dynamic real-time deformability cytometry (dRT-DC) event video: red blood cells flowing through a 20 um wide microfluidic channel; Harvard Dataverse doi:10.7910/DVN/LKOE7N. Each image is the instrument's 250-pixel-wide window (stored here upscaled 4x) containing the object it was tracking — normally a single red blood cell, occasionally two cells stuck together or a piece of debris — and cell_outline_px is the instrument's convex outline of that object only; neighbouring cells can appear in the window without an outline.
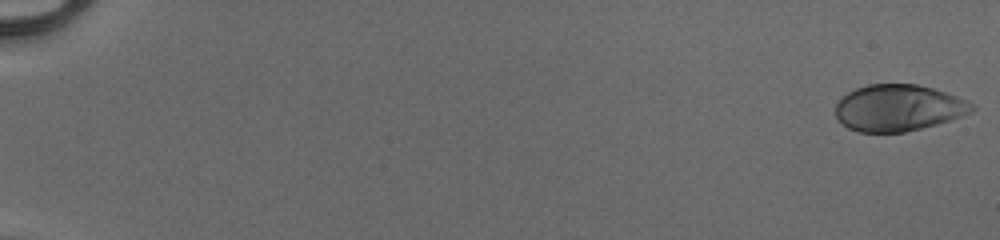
{"species": "human", "species_latin": "Homo sapiens", "temperature_condition": "cold", "stored_images_in_passage": 52, "camera_frame_rate_fps": 3000, "um_per_image_px": 0.085, "donor": {"sex": "male"}, "frame": {"image": 1, "passage_image": 1, "time_ms": 0.0, "image_size_px": [1000, 240], "cell_outline_px": [[976, 108], [972, 112], [952, 120], [904, 132], [856, 132], [848, 128], [836, 116], [836, 104], [848, 92], [856, 88], [868, 84], [916, 84], [932, 88], [968, 100], [976, 104]], "centroid_in_image_um": [76.4, 9.17], "position_along_channel_um": 8.6, "area_um2": 36.93}}
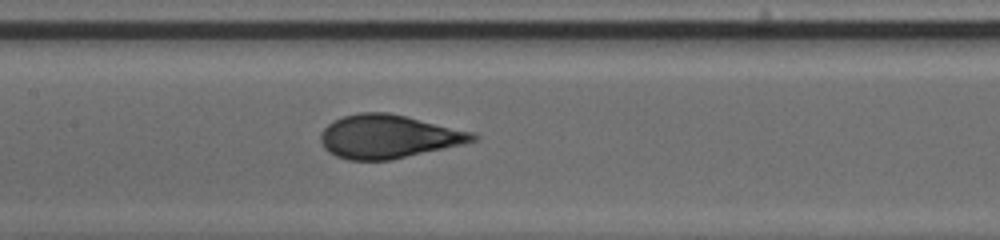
{"frame": {"image": 2, "passage_image": 28, "time_ms": 9.0, "image_size_px": [1000, 240], "cell_outline_px": [[480, 136], [476, 140], [464, 144], [392, 160], [348, 160], [336, 156], [328, 152], [324, 148], [320, 140], [320, 132], [332, 120], [344, 116], [360, 112], [388, 112], [472, 132]], "centroid_in_image_um": [32.98, 11.61], "position_along_channel_um": 174.4, "area_um2": 38.55}}
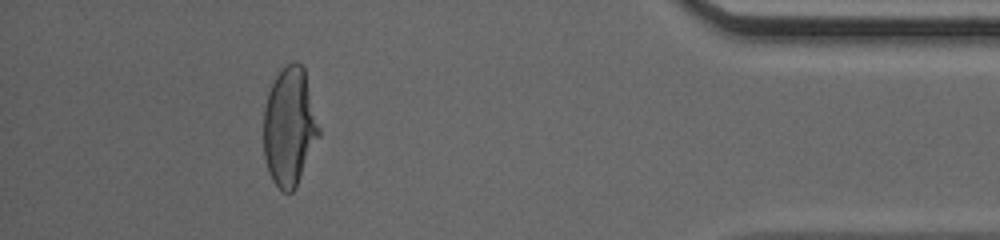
{"frame": {"image": 3, "passage_image": 48, "time_ms": 15.667, "image_size_px": [1000, 240], "cell_outline_px": [[320, 136], [296, 188], [292, 192], [284, 192], [272, 180], [268, 172], [264, 156], [264, 108], [268, 92], [276, 76], [292, 60], [296, 60], [304, 68], [320, 128]], "centroid_in_image_um": [24.61, 10.79], "position_along_channel_um": 410.6, "area_um2": 38.26}, "authors_computed_cell_mechanics": {"area_um2": 38.2347, "velocity_mm_per_s": 4.1414, "shape_relaxation_time_tau1_ms": 4.3359, "shape_relaxation_time_tau2_ms": null, "deformation_change_tau1": 0.2115, "deformation_change_tau2": null}}